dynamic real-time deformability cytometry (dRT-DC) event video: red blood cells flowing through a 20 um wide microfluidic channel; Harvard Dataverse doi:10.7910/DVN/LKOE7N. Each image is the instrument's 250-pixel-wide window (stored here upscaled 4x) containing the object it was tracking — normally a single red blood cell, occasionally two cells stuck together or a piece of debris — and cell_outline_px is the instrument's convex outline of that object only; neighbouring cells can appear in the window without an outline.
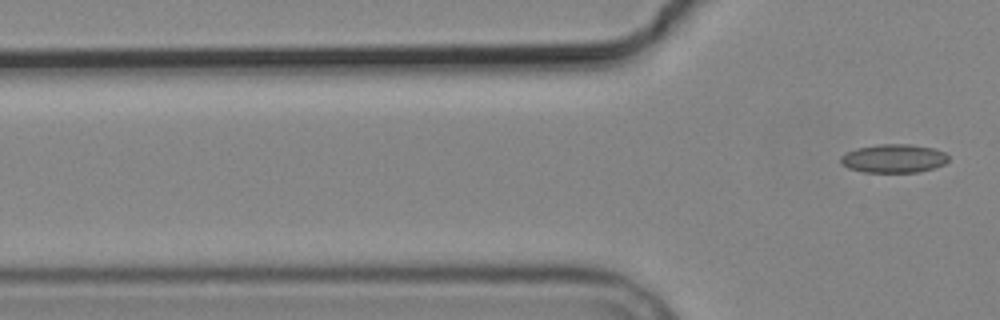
{"species": "common noctule bat (a hibernating species)", "species_latin": "Nyctalus noctula", "temperature_condition": "cold", "stored_images_in_passage": 3, "camera_frame_rate_fps": 3000, "um_per_image_px": 0.085, "animal": {"sex": "male", "body_mass_g": 19.2, "forearm_length_mm": 51.8}, "frame": {"image": 1, "passage_image": 3, "time_ms": 3.667, "image_size_px": [1000, 320], "cell_outline_px": [[948, 160], [944, 164], [920, 172], [864, 172], [848, 168], [840, 160], [840, 156], [856, 148], [880, 144], [912, 144], [932, 148], [944, 152], [948, 156]], "centroid_in_image_um": [75.97, 13.47], "position_along_channel_um": 49.8, "area_um2": 17.8}}